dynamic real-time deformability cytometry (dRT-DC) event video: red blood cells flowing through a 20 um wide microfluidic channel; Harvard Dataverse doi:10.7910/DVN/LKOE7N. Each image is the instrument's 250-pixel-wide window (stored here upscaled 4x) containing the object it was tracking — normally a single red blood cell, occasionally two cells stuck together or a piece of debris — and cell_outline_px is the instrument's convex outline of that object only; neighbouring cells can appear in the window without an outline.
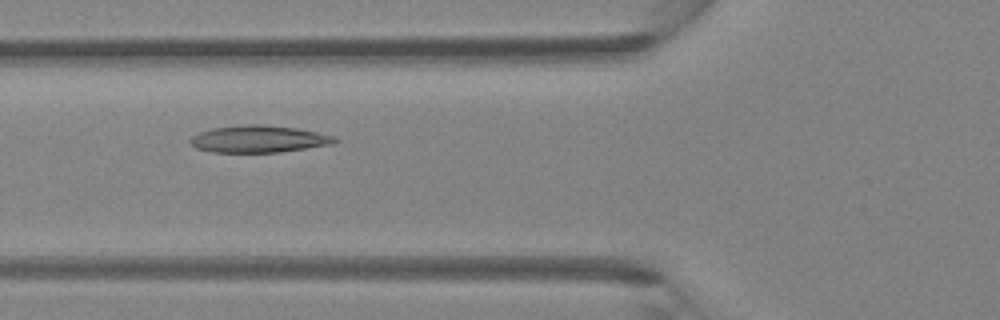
{"species": "Egyptian fruit bat (a non-hibernating species)", "species_latin": "Rousettus aegyptiacus", "temperature_condition": "room temperature", "stored_images_in_passage": 5, "camera_frame_rate_fps": 3000, "um_per_image_px": 0.085, "animal": {"sex": "female"}, "frame": {"image": 1, "passage_image": 5, "time_ms": 1.333, "image_size_px": [1000, 320], "cell_outline_px": [[340, 140], [332, 144], [280, 152], [212, 152], [196, 148], [188, 144], [188, 140], [192, 136], [200, 132], [212, 128], [240, 124], [264, 124], [296, 128], [336, 136]], "centroid_in_image_um": [21.96, 11.81], "position_along_channel_um": 103.8, "area_um2": 23.0}}